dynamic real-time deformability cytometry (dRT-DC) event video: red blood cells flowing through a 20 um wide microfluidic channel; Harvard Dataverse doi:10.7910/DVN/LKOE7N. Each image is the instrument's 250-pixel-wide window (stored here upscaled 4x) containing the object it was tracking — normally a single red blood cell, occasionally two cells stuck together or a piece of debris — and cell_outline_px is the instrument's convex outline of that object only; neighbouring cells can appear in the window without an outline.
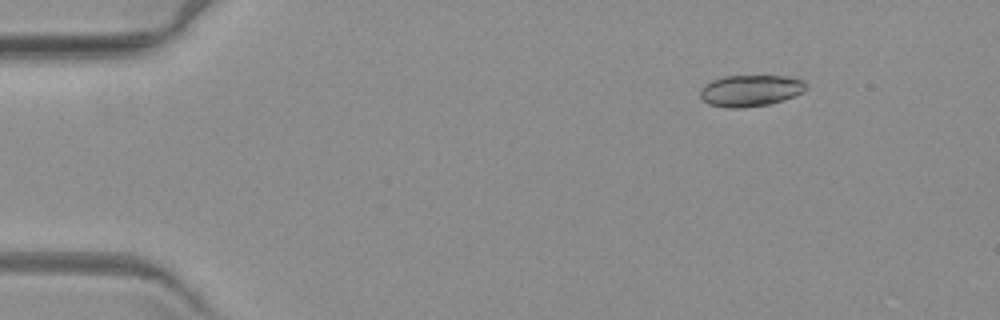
{"species": "common noctule bat (a hibernating species)", "species_latin": "Nyctalus noctula", "temperature_condition": "warm", "stored_images_in_passage": 2, "camera_frame_rate_fps": 3000, "um_per_image_px": 0.085, "animal": {"sex": "female", "body_mass_g": 19.3, "forearm_length_mm": 54.1}, "frame": {"image": 1, "passage_image": 1, "time_ms": 0.0, "image_size_px": [1000, 320], "cell_outline_px": [[808, 88], [804, 92], [784, 100], [768, 104], [744, 108], [728, 108], [708, 104], [700, 96], [700, 88], [704, 84], [712, 80], [724, 76], [784, 76], [804, 80], [808, 84]], "centroid_in_image_um": [63.81, 7.7], "position_along_channel_um": 21.2, "area_um2": 19.65}}